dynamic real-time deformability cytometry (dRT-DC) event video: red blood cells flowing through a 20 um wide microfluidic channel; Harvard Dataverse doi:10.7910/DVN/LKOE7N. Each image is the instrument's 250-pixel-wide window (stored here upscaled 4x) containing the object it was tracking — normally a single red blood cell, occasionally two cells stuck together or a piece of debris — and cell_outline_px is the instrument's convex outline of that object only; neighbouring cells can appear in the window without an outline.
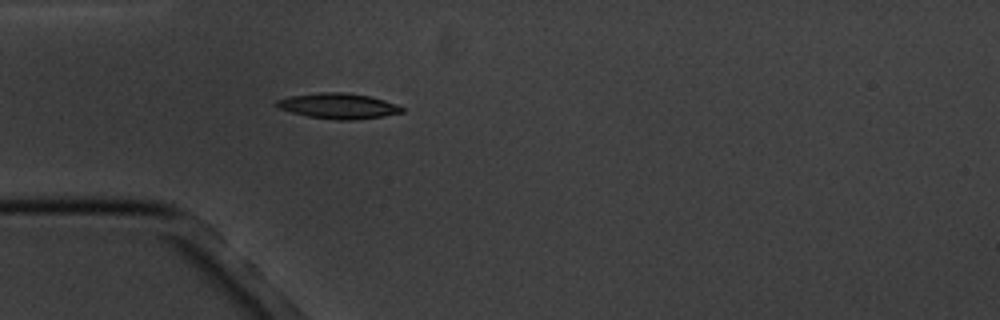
{"species": "common noctule bat (a hibernating species)", "species_latin": "Nyctalus noctula", "temperature_condition": "cold", "stored_images_in_passage": 2, "camera_frame_rate_fps": 3000, "um_per_image_px": 0.085, "animal": {"sex": "male", "body_mass_g": 20.1, "forearm_length_mm": 53.5}, "frame": {"image": 1, "passage_image": 2, "time_ms": 1.0, "image_size_px": [1000, 320], "cell_outline_px": [[404, 112], [384, 116], [352, 120], [336, 120], [308, 116], [276, 108], [272, 104], [276, 100], [292, 96], [320, 92], [344, 92], [368, 96], [384, 100], [396, 104], [404, 108]], "centroid_in_image_um": [28.73, 9.01], "position_along_channel_um": 56.3, "area_um2": 18.61}}